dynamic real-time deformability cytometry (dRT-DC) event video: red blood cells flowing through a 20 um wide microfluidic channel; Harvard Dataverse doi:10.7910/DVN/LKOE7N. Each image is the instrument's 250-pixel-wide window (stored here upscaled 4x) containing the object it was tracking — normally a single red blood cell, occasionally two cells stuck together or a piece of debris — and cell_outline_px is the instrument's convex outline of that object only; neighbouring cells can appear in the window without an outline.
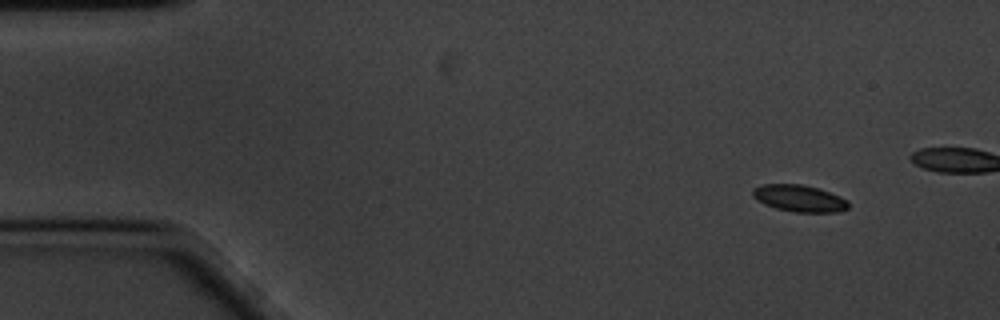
{"species": "common noctule bat (a hibernating species)", "species_latin": "Nyctalus noctula", "temperature_condition": "cold", "stored_images_in_passage": 12, "camera_frame_rate_fps": 3000, "um_per_image_px": 0.085, "animal": {"sex": "male", "body_mass_g": 20.1, "forearm_length_mm": 53.5}, "frame": {"image": 1, "passage_image": 1, "time_ms": 0.0, "image_size_px": [1000, 320], "cell_outline_px": [[848, 208], [840, 212], [792, 212], [776, 208], [764, 204], [756, 200], [752, 196], [752, 188], [764, 184], [800, 184], [820, 188], [840, 196], [848, 200]], "centroid_in_image_um": [67.93, 16.86], "position_along_channel_um": 17.1, "area_um2": 15.14}}